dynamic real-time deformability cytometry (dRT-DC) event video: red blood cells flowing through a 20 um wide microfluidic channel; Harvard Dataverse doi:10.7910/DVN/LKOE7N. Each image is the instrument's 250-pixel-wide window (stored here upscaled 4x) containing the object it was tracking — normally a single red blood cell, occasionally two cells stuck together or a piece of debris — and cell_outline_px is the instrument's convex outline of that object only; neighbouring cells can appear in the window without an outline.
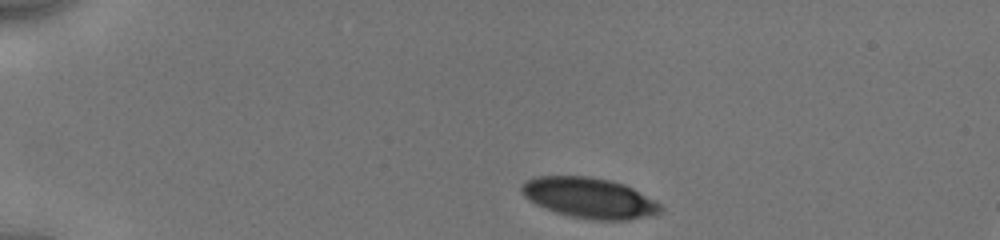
{"species": "human", "species_latin": "Homo sapiens", "temperature_condition": "cold", "stored_images_in_passage": 29, "camera_frame_rate_fps": 3000, "um_per_image_px": 0.085, "donor": {"sex": "male"}, "frame": {"image": 1, "passage_image": 1, "time_ms": 0.0, "image_size_px": [1000, 240], "cell_outline_px": [[664, 208], [660, 212], [628, 220], [592, 220], [572, 216], [556, 212], [544, 208], [528, 200], [520, 192], [520, 184], [532, 176], [588, 176], [612, 180], [624, 184], [632, 188], [660, 204]], "centroid_in_image_um": [50.02, 16.8], "position_along_channel_um": 35.0, "area_um2": 32.77}}
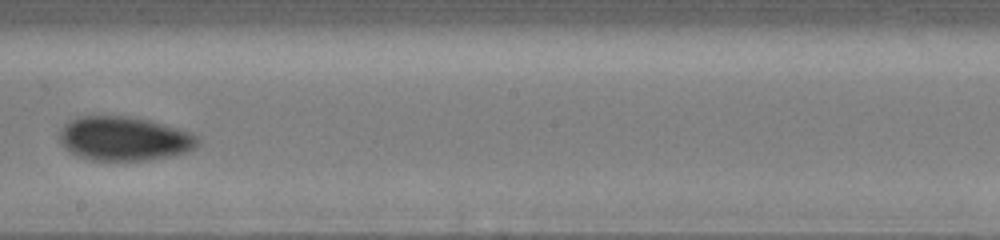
{"frame": {"image": 2, "passage_image": 13, "time_ms": 7.0, "image_size_px": [1000, 240], "cell_outline_px": [[200, 144], [196, 148], [188, 152], [148, 160], [92, 160], [80, 156], [64, 148], [60, 140], [60, 132], [64, 124], [68, 120], [80, 116], [128, 116], [148, 120], [180, 128], [192, 132], [200, 140]], "centroid_in_image_um": [10.59, 11.77], "position_along_channel_um": 237.6, "area_um2": 35.6}}
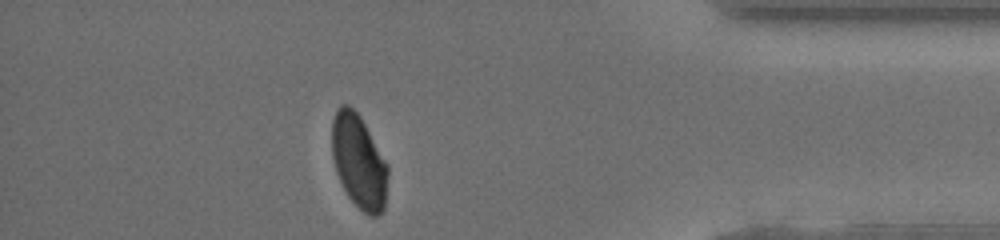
{"frame": {"image": 3, "passage_image": 25, "time_ms": 12.0, "image_size_px": [1000, 240], "cell_outline_px": [[388, 176], [384, 208], [376, 216], [368, 216], [348, 196], [336, 172], [332, 156], [332, 120], [340, 104], [348, 104], [360, 116], [388, 164]], "centroid_in_image_um": [30.5, 13.72], "position_along_channel_um": 404.7, "area_um2": 30.4}, "authors_computed_cell_mechanics": {"area_um2": 33.9864, "velocity_mm_per_s": 3.919, "shape_relaxation_time_tau1_ms": 5.9995, "shape_relaxation_time_tau2_ms": 0.9579, "deformation_change_tau1": 0.1224, "deformation_change_tau2": 0.0481}}